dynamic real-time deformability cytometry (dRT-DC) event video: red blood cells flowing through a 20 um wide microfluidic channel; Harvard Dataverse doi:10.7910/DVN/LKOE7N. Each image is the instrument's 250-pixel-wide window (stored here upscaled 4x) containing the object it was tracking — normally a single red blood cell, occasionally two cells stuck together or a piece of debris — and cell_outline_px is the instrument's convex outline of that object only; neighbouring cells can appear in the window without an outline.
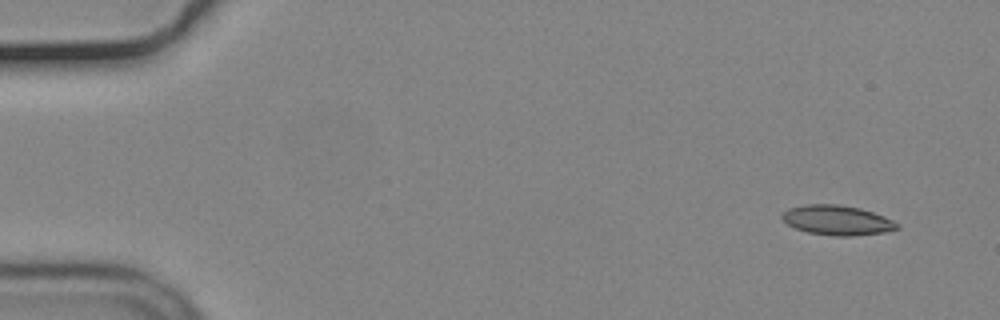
{"species": "common noctule bat (a hibernating species)", "species_latin": "Nyctalus noctula", "temperature_condition": "cold", "stored_images_in_passage": 52, "camera_frame_rate_fps": 3000, "um_per_image_px": 0.085, "animal": {"sex": "male", "body_mass_g": 19.2, "forearm_length_mm": 51.8}, "frame": {"image": 1, "passage_image": 1, "time_ms": 0.0, "image_size_px": [1000, 320], "cell_outline_px": [[900, 228], [884, 232], [852, 236], [836, 236], [808, 232], [796, 228], [788, 224], [780, 216], [788, 208], [804, 204], [836, 204], [860, 208], [884, 216], [900, 224]], "centroid_in_image_um": [71.17, 18.71], "position_along_channel_um": 13.8, "area_um2": 19.88}}
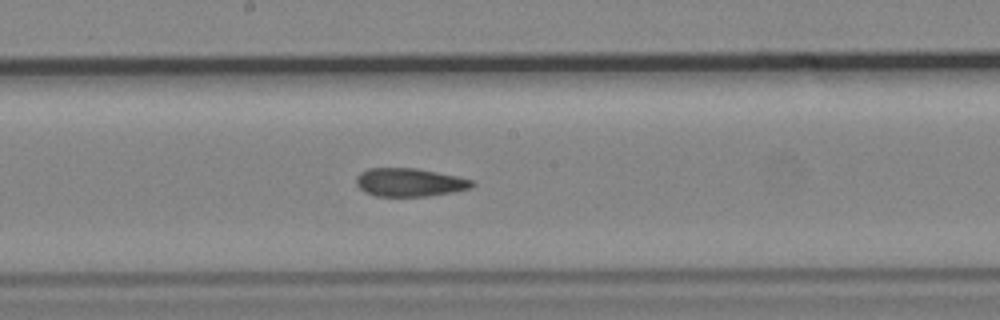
{"frame": {"image": 2, "passage_image": 27, "time_ms": 8.667, "image_size_px": [1000, 320], "cell_outline_px": [[476, 184], [472, 188], [452, 192], [428, 196], [376, 196], [364, 192], [356, 184], [356, 176], [360, 172], [368, 168], [416, 168], [456, 176], [472, 180]], "centroid_in_image_um": [34.8, 15.5], "position_along_channel_um": 213.4, "area_um2": 19.13}}
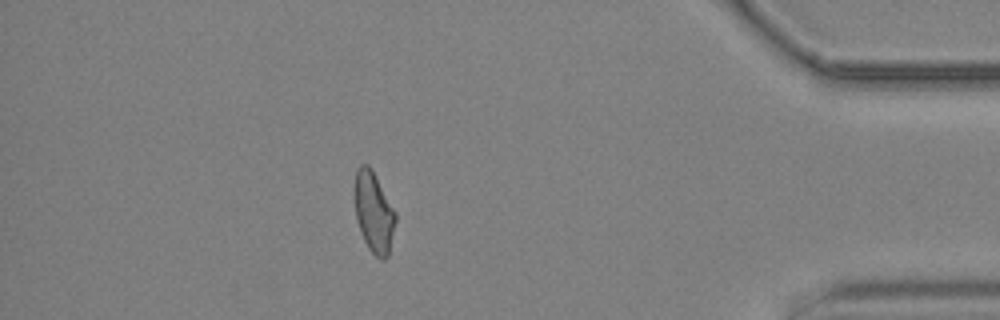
{"frame": {"image": 3, "passage_image": 46, "time_ms": 15.0, "image_size_px": [1000, 320], "cell_outline_px": [[396, 220], [388, 256], [384, 260], [380, 260], [368, 248], [364, 240], [356, 220], [352, 188], [356, 168], [360, 164], [368, 164], [372, 168], [396, 212]], "centroid_in_image_um": [31.73, 17.98], "position_along_channel_um": 403.5, "area_um2": 19.83}, "authors_computed_cell_mechanics": {"area_um2": 19.5942, "velocity_mm_per_s": 3.6982, "shape_relaxation_time_tau1_ms": null, "shape_relaxation_time_tau2_ms": 3.5951, "deformation_change_tau1": null, "deformation_change_tau2": 0.1164}}